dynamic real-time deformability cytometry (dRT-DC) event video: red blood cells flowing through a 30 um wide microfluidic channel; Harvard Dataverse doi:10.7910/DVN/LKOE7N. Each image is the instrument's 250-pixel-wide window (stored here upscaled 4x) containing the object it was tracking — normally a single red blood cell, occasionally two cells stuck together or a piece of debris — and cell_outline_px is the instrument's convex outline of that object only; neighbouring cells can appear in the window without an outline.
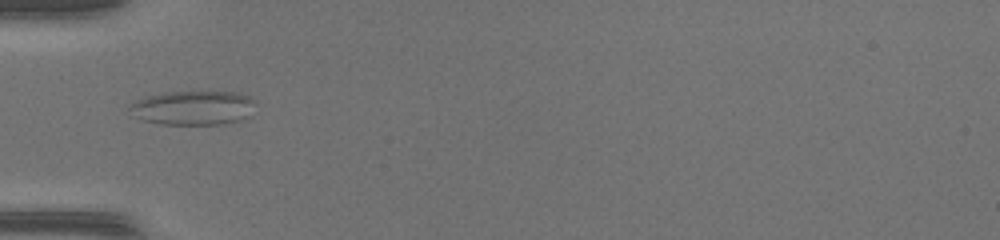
{"species": "common noctule bat (a hibernating species)", "species_latin": "Nyctalus noctula", "temperature_condition": "warm", "stored_images_in_passage": 32, "camera_frame_rate_fps": 3000, "um_per_image_px": 0.085, "animal": {"sex": "female", "body_mass_g": 17.0, "forearm_length_mm": 48.0}, "frame": {"image": 1, "passage_image": 1, "time_ms": 0.0, "image_size_px": [1000, 240], "cell_outline_px": [[252, 100], [248, 116], [240, 120], [224, 124], [160, 124], [144, 120], [136, 116], [128, 108], [136, 100], [148, 96], [168, 92], [236, 92], [248, 96]], "centroid_in_image_um": [16.38, 9.17], "position_along_channel_um": 68.6, "area_um2": 24.51}}
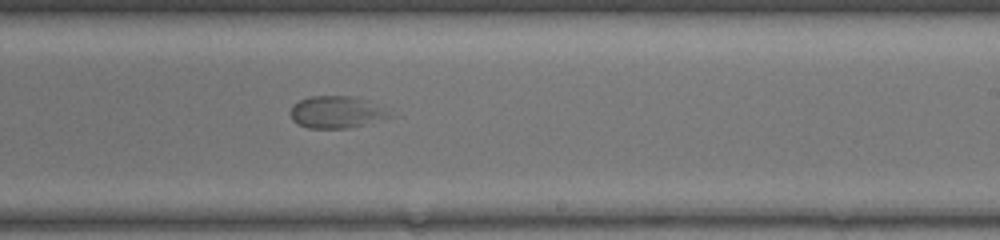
{"frame": {"image": 2, "passage_image": 15, "time_ms": 4.667, "image_size_px": [1000, 240], "cell_outline_px": [[396, 116], [348, 128], [308, 128], [296, 124], [292, 120], [292, 104], [308, 96], [356, 96], [368, 100]], "centroid_in_image_um": [28.6, 9.52], "position_along_channel_um": 260.4, "area_um2": 18.55}}
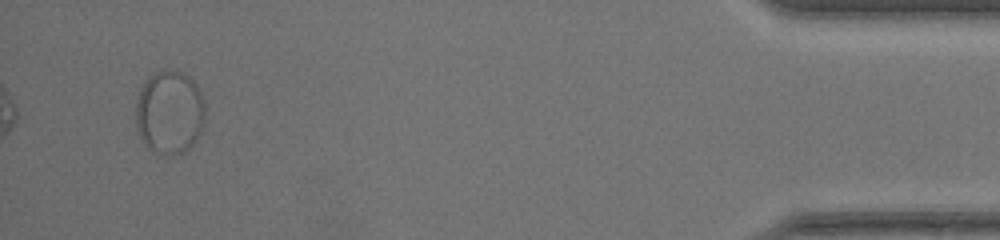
{"frame": {"image": 3, "passage_image": 32, "time_ms": 10.333, "image_size_px": [1000, 240], "cell_outline_px": [[204, 120], [200, 136], [184, 152], [168, 156], [156, 152], [148, 148], [140, 140], [136, 128], [136, 100], [140, 88], [144, 80], [148, 76], [156, 72], [180, 72], [188, 76], [200, 88], [204, 100]], "centroid_in_image_um": [14.4, 9.57], "position_along_channel_um": 420.8, "area_um2": 34.1}}